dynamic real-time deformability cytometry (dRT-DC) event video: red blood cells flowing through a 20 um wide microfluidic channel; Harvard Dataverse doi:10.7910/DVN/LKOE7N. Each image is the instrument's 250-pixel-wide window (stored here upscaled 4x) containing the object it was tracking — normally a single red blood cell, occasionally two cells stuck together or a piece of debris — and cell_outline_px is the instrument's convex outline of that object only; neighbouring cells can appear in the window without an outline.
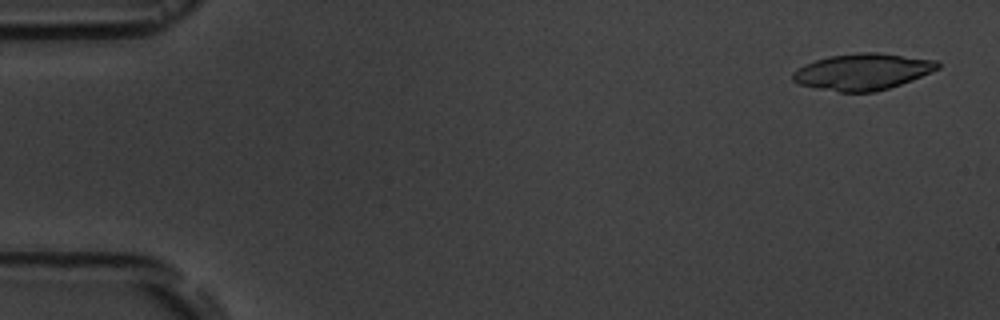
{"species": "common noctule bat (a hibernating species)", "species_latin": "Nyctalus noctula", "temperature_condition": "room temperature", "stored_images_in_passage": 5, "camera_frame_rate_fps": 3000, "um_per_image_px": 0.085, "animal": {"sex": "male", "body_mass_g": 19.5, "forearm_length_mm": 54.6}, "frame": {"image": 1, "passage_image": 1, "time_ms": 0.0, "image_size_px": [1000, 320], "cell_outline_px": [[940, 68], [912, 80], [876, 92], [840, 92], [800, 84], [792, 80], [792, 72], [804, 64], [828, 56], [860, 52], [880, 52], [936, 60], [940, 64]], "centroid_in_image_um": [73.33, 6.08], "position_along_channel_um": 11.7, "area_um2": 30.69}}